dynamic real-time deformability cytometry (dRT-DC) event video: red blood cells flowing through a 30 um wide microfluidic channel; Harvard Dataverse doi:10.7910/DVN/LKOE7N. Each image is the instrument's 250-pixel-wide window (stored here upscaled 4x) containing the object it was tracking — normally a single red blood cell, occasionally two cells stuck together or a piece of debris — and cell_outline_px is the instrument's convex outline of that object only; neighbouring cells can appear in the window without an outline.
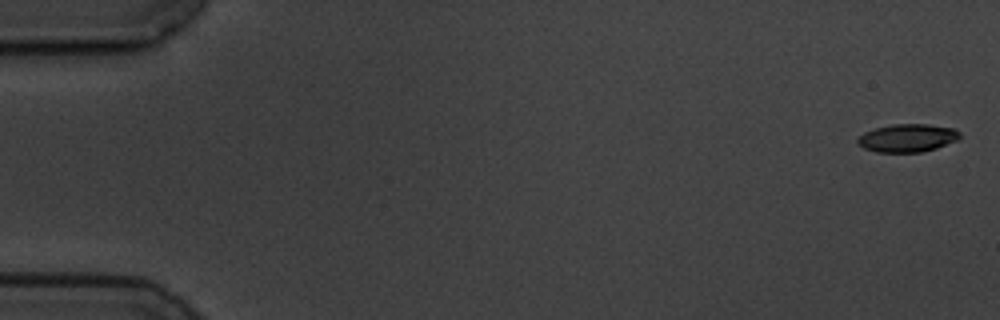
{"species": "common noctule bat (a hibernating species)", "species_latin": "Nyctalus noctula", "temperature_condition": "cold", "stored_images_in_passage": 4, "camera_frame_rate_fps": 3000, "um_per_image_px": 0.085, "animal": {"sex": "male", "body_mass_g": 19.5, "forearm_length_mm": 54.6}, "frame": {"image": 1, "passage_image": 1, "time_ms": 0.0, "image_size_px": [1000, 320], "cell_outline_px": [[960, 136], [956, 140], [936, 148], [920, 152], [876, 152], [864, 148], [856, 144], [856, 140], [864, 132], [876, 128], [892, 124], [928, 124], [952, 128], [960, 132]], "centroid_in_image_um": [77.09, 11.73], "position_along_channel_um": 7.9, "area_um2": 16.59}}